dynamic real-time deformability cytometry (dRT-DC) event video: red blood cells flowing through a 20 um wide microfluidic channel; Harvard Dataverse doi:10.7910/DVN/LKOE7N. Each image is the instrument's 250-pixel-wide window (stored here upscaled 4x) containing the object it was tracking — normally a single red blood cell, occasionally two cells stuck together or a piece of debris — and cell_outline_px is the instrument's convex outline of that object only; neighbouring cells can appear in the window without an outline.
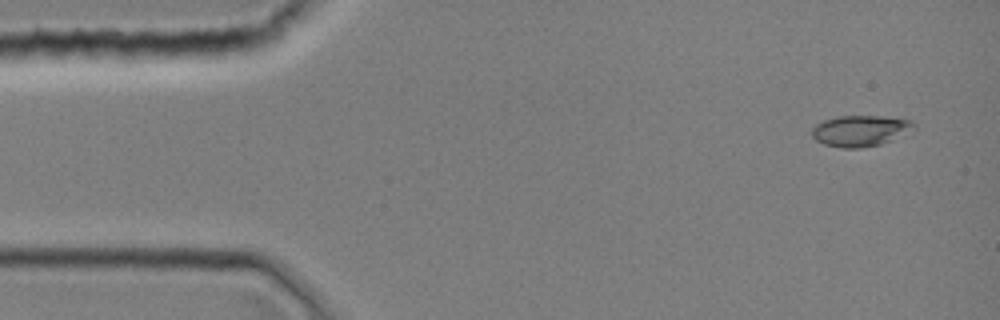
{"species": "common noctule bat (a hibernating species)", "species_latin": "Nyctalus noctula", "temperature_condition": "room temperature", "stored_images_in_passage": 2, "camera_frame_rate_fps": 3000, "um_per_image_px": 0.085, "animal": {"sex": "female", "body_mass_g": 19.0, "forearm_length_mm": 51.5}, "frame": {"image": 1, "passage_image": 1, "time_ms": 0.0, "image_size_px": [1000, 320], "cell_outline_px": [[916, 128], [892, 140], [880, 144], [860, 148], [840, 148], [824, 144], [816, 140], [812, 136], [812, 128], [816, 124], [824, 120], [840, 116], [880, 116], [912, 120], [916, 124]], "centroid_in_image_um": [73.14, 11.12], "position_along_channel_um": 11.9, "area_um2": 18.44}}